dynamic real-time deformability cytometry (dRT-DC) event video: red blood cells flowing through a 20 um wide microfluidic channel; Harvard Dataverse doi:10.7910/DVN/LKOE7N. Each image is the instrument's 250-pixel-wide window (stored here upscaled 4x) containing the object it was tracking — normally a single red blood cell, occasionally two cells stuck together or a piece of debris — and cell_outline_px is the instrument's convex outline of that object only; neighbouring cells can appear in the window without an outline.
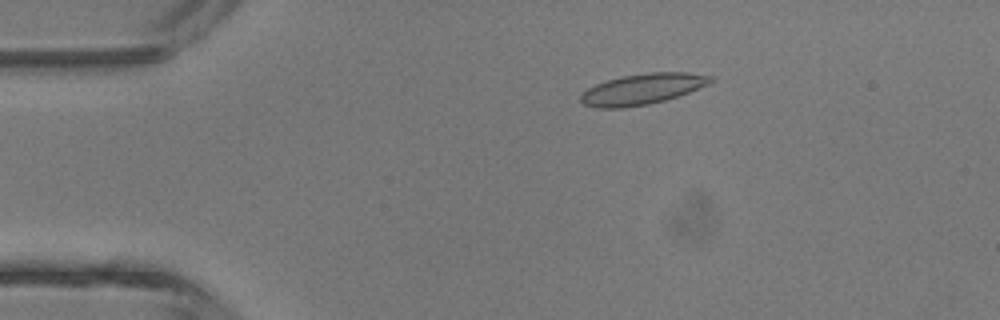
{"species": "common noctule bat (a hibernating species)", "species_latin": "Nyctalus noctula", "temperature_condition": "room temperature", "stored_images_in_passage": 5, "camera_frame_rate_fps": 3000, "um_per_image_px": 0.085, "animal": {"sex": "male", "body_mass_g": 13.3}, "frame": {"image": 1, "passage_image": 3, "time_ms": 2.667, "image_size_px": [1000, 320], "cell_outline_px": [[716, 80], [708, 84], [688, 92], [664, 100], [648, 104], [624, 108], [592, 108], [584, 104], [580, 100], [580, 96], [588, 88], [596, 84], [608, 80], [624, 76], [648, 72], [688, 72], [716, 76]], "centroid_in_image_um": [54.63, 7.56], "position_along_channel_um": 30.4, "area_um2": 23.29}}
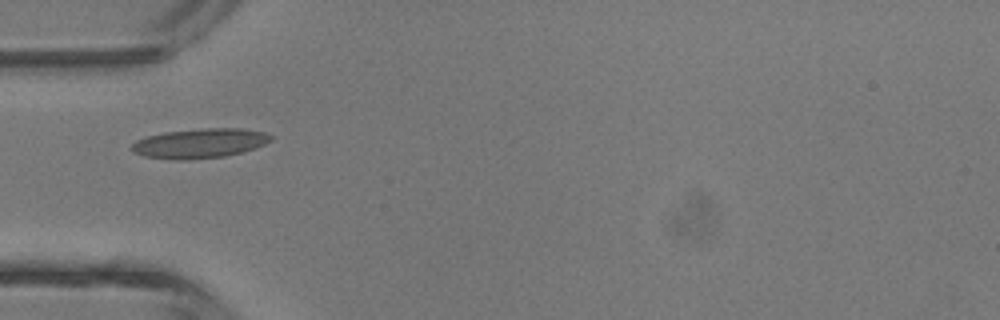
{"frame": {"image": 2, "passage_image": 5, "time_ms": 4.667, "image_size_px": [1000, 320], "cell_outline_px": [[276, 136], [272, 140], [256, 148], [224, 156], [188, 160], [172, 160], [144, 156], [132, 152], [132, 144], [136, 140], [148, 136], [164, 132], [204, 128], [240, 128], [264, 132]], "centroid_in_image_um": [16.99, 12.18], "position_along_channel_um": 68.0, "area_um2": 24.1}}